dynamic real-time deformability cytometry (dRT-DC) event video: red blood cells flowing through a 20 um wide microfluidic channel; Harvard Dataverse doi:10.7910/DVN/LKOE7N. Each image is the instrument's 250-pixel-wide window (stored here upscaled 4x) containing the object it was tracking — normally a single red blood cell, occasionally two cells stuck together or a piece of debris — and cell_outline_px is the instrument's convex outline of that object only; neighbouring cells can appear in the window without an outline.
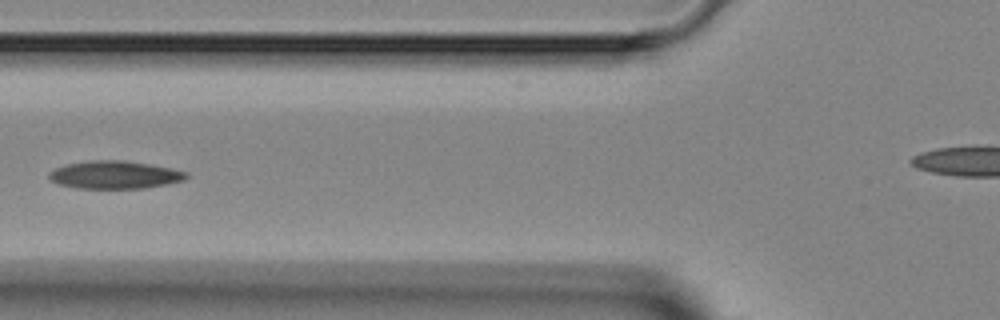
{"species": "Egyptian fruit bat (a non-hibernating species)", "species_latin": "Rousettus aegyptiacus", "temperature_condition": "room temperature", "stored_images_in_passage": 4, "camera_frame_rate_fps": 3000, "um_per_image_px": 0.085, "animal": {"sex": "female"}, "frame": {"image": 1, "passage_image": 3, "time_ms": 2.667, "image_size_px": [1000, 320], "cell_outline_px": [[188, 176], [184, 180], [144, 188], [76, 188], [56, 184], [48, 176], [48, 172], [64, 164], [88, 160], [124, 160], [148, 164], [188, 172]], "centroid_in_image_um": [9.68, 14.85], "position_along_channel_um": 116.1, "area_um2": 22.2}}
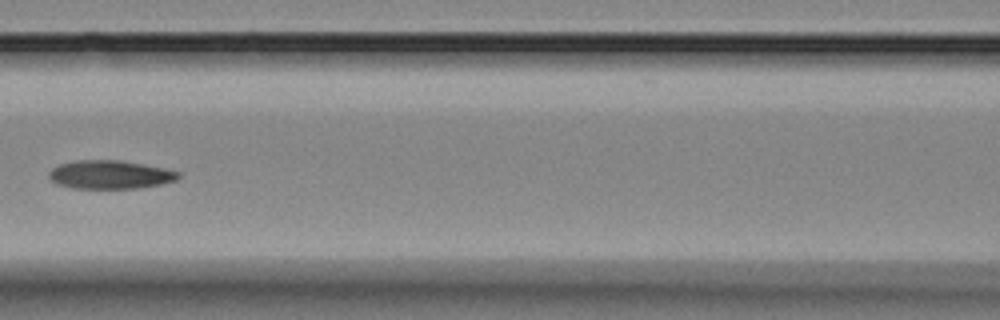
{"frame": {"image": 2, "passage_image": 4, "time_ms": 3.667, "image_size_px": [1000, 320], "cell_outline_px": [[180, 176], [176, 180], [160, 184], [140, 188], [72, 188], [56, 184], [48, 176], [48, 172], [52, 168], [60, 164], [76, 160], [120, 160], [144, 164], [164, 168], [180, 172]], "centroid_in_image_um": [9.34, 14.84], "position_along_channel_um": 157.3, "area_um2": 21.5}}